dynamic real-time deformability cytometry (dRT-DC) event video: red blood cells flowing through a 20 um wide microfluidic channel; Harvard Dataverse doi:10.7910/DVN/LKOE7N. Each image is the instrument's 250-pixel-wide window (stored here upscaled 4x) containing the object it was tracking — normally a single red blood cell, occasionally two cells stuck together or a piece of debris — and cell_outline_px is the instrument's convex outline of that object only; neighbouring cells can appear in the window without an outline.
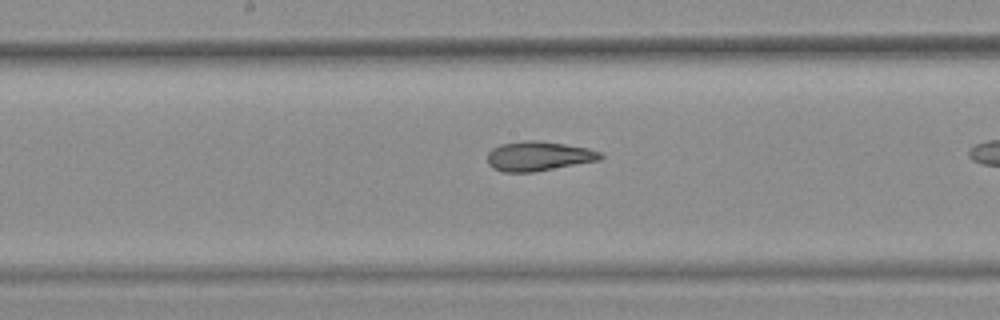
{"species": "common noctule bat (a hibernating species)", "species_latin": "Nyctalus noctula", "temperature_condition": "warm", "stored_images_in_passage": 17, "camera_frame_rate_fps": 3000, "um_per_image_px": 0.085, "animal": {"sex": "female", "body_mass_g": 25.1}, "frame": {"image": 1, "passage_image": 17, "time_ms": 5.333, "image_size_px": [1000, 320], "cell_outline_px": [[604, 156], [600, 160], [536, 172], [504, 172], [492, 168], [488, 164], [488, 152], [492, 148], [500, 144], [524, 140], [540, 140], [588, 148], [604, 152]], "centroid_in_image_um": [45.8, 13.27], "position_along_channel_um": 202.4, "area_um2": 19.77}}